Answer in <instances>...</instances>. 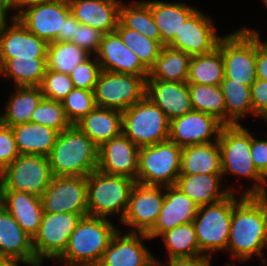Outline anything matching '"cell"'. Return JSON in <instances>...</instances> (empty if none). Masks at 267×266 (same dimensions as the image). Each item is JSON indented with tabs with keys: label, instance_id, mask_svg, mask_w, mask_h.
I'll list each match as a JSON object with an SVG mask.
<instances>
[{
	"label": "cell",
	"instance_id": "1",
	"mask_svg": "<svg viewBox=\"0 0 267 266\" xmlns=\"http://www.w3.org/2000/svg\"><path fill=\"white\" fill-rule=\"evenodd\" d=\"M267 249V195H244L233 207L227 250L233 259H264Z\"/></svg>",
	"mask_w": 267,
	"mask_h": 266
},
{
	"label": "cell",
	"instance_id": "2",
	"mask_svg": "<svg viewBox=\"0 0 267 266\" xmlns=\"http://www.w3.org/2000/svg\"><path fill=\"white\" fill-rule=\"evenodd\" d=\"M218 144L221 152L222 176L252 179L253 185L239 190L242 195H267V180L257 171L251 157V131L241 124L223 125Z\"/></svg>",
	"mask_w": 267,
	"mask_h": 266
},
{
	"label": "cell",
	"instance_id": "3",
	"mask_svg": "<svg viewBox=\"0 0 267 266\" xmlns=\"http://www.w3.org/2000/svg\"><path fill=\"white\" fill-rule=\"evenodd\" d=\"M99 147L76 125L60 132L50 154L53 176L87 177L97 170Z\"/></svg>",
	"mask_w": 267,
	"mask_h": 266
},
{
	"label": "cell",
	"instance_id": "4",
	"mask_svg": "<svg viewBox=\"0 0 267 266\" xmlns=\"http://www.w3.org/2000/svg\"><path fill=\"white\" fill-rule=\"evenodd\" d=\"M118 230L109 219L82 217L57 260L64 266H97Z\"/></svg>",
	"mask_w": 267,
	"mask_h": 266
},
{
	"label": "cell",
	"instance_id": "5",
	"mask_svg": "<svg viewBox=\"0 0 267 266\" xmlns=\"http://www.w3.org/2000/svg\"><path fill=\"white\" fill-rule=\"evenodd\" d=\"M136 181L126 176L108 175L98 170L87 176L88 216L124 218Z\"/></svg>",
	"mask_w": 267,
	"mask_h": 266
},
{
	"label": "cell",
	"instance_id": "6",
	"mask_svg": "<svg viewBox=\"0 0 267 266\" xmlns=\"http://www.w3.org/2000/svg\"><path fill=\"white\" fill-rule=\"evenodd\" d=\"M232 192L223 200L198 208L193 220L200 252L211 257L213 252L227 250L234 205L244 196L239 193L237 199Z\"/></svg>",
	"mask_w": 267,
	"mask_h": 266
},
{
	"label": "cell",
	"instance_id": "7",
	"mask_svg": "<svg viewBox=\"0 0 267 266\" xmlns=\"http://www.w3.org/2000/svg\"><path fill=\"white\" fill-rule=\"evenodd\" d=\"M182 148L170 139L139 148L136 182L143 185L175 186L181 170Z\"/></svg>",
	"mask_w": 267,
	"mask_h": 266
},
{
	"label": "cell",
	"instance_id": "8",
	"mask_svg": "<svg viewBox=\"0 0 267 266\" xmlns=\"http://www.w3.org/2000/svg\"><path fill=\"white\" fill-rule=\"evenodd\" d=\"M170 120L147 96L122 112V133L136 146L169 139Z\"/></svg>",
	"mask_w": 267,
	"mask_h": 266
},
{
	"label": "cell",
	"instance_id": "9",
	"mask_svg": "<svg viewBox=\"0 0 267 266\" xmlns=\"http://www.w3.org/2000/svg\"><path fill=\"white\" fill-rule=\"evenodd\" d=\"M225 77L251 86L256 74V31L239 27L221 38Z\"/></svg>",
	"mask_w": 267,
	"mask_h": 266
},
{
	"label": "cell",
	"instance_id": "10",
	"mask_svg": "<svg viewBox=\"0 0 267 266\" xmlns=\"http://www.w3.org/2000/svg\"><path fill=\"white\" fill-rule=\"evenodd\" d=\"M53 178L49 159L42 155H19L0 172L1 190L41 197Z\"/></svg>",
	"mask_w": 267,
	"mask_h": 266
},
{
	"label": "cell",
	"instance_id": "11",
	"mask_svg": "<svg viewBox=\"0 0 267 266\" xmlns=\"http://www.w3.org/2000/svg\"><path fill=\"white\" fill-rule=\"evenodd\" d=\"M93 92L96 106L123 112L146 96V79L102 70Z\"/></svg>",
	"mask_w": 267,
	"mask_h": 266
},
{
	"label": "cell",
	"instance_id": "12",
	"mask_svg": "<svg viewBox=\"0 0 267 266\" xmlns=\"http://www.w3.org/2000/svg\"><path fill=\"white\" fill-rule=\"evenodd\" d=\"M81 218L75 213H43L38 232L32 238L35 265H44L47 258L56 261L64 253Z\"/></svg>",
	"mask_w": 267,
	"mask_h": 266
},
{
	"label": "cell",
	"instance_id": "13",
	"mask_svg": "<svg viewBox=\"0 0 267 266\" xmlns=\"http://www.w3.org/2000/svg\"><path fill=\"white\" fill-rule=\"evenodd\" d=\"M70 13L68 0H48L25 6L17 13V19L29 32L47 43L63 42V26Z\"/></svg>",
	"mask_w": 267,
	"mask_h": 266
},
{
	"label": "cell",
	"instance_id": "14",
	"mask_svg": "<svg viewBox=\"0 0 267 266\" xmlns=\"http://www.w3.org/2000/svg\"><path fill=\"white\" fill-rule=\"evenodd\" d=\"M41 200L44 212L88 216L87 177L53 176Z\"/></svg>",
	"mask_w": 267,
	"mask_h": 266
},
{
	"label": "cell",
	"instance_id": "15",
	"mask_svg": "<svg viewBox=\"0 0 267 266\" xmlns=\"http://www.w3.org/2000/svg\"><path fill=\"white\" fill-rule=\"evenodd\" d=\"M165 197V186L135 183L129 205L121 224L131 227L128 232L147 233L160 214Z\"/></svg>",
	"mask_w": 267,
	"mask_h": 266
},
{
	"label": "cell",
	"instance_id": "16",
	"mask_svg": "<svg viewBox=\"0 0 267 266\" xmlns=\"http://www.w3.org/2000/svg\"><path fill=\"white\" fill-rule=\"evenodd\" d=\"M214 26L208 14L196 9L182 24L168 47L191 56L209 53L218 47L222 38Z\"/></svg>",
	"mask_w": 267,
	"mask_h": 266
},
{
	"label": "cell",
	"instance_id": "17",
	"mask_svg": "<svg viewBox=\"0 0 267 266\" xmlns=\"http://www.w3.org/2000/svg\"><path fill=\"white\" fill-rule=\"evenodd\" d=\"M222 126L214 116L193 110L170 121L169 139L181 148L216 142Z\"/></svg>",
	"mask_w": 267,
	"mask_h": 266
},
{
	"label": "cell",
	"instance_id": "18",
	"mask_svg": "<svg viewBox=\"0 0 267 266\" xmlns=\"http://www.w3.org/2000/svg\"><path fill=\"white\" fill-rule=\"evenodd\" d=\"M138 160L139 147L121 133L99 147L97 170L136 181Z\"/></svg>",
	"mask_w": 267,
	"mask_h": 266
},
{
	"label": "cell",
	"instance_id": "19",
	"mask_svg": "<svg viewBox=\"0 0 267 266\" xmlns=\"http://www.w3.org/2000/svg\"><path fill=\"white\" fill-rule=\"evenodd\" d=\"M142 240L151 239L146 233L126 232L124 234L119 229L97 266H146L154 255L150 253Z\"/></svg>",
	"mask_w": 267,
	"mask_h": 266
},
{
	"label": "cell",
	"instance_id": "20",
	"mask_svg": "<svg viewBox=\"0 0 267 266\" xmlns=\"http://www.w3.org/2000/svg\"><path fill=\"white\" fill-rule=\"evenodd\" d=\"M101 70L113 73H128L148 78L149 69L122 41L115 30L103 35L96 53Z\"/></svg>",
	"mask_w": 267,
	"mask_h": 266
},
{
	"label": "cell",
	"instance_id": "21",
	"mask_svg": "<svg viewBox=\"0 0 267 266\" xmlns=\"http://www.w3.org/2000/svg\"><path fill=\"white\" fill-rule=\"evenodd\" d=\"M48 43L29 32L16 19L12 24L0 28V66L8 59L46 58Z\"/></svg>",
	"mask_w": 267,
	"mask_h": 266
},
{
	"label": "cell",
	"instance_id": "22",
	"mask_svg": "<svg viewBox=\"0 0 267 266\" xmlns=\"http://www.w3.org/2000/svg\"><path fill=\"white\" fill-rule=\"evenodd\" d=\"M197 211L198 207L192 199L175 186H166L160 214L146 235L150 239L157 238L179 225L193 222Z\"/></svg>",
	"mask_w": 267,
	"mask_h": 266
},
{
	"label": "cell",
	"instance_id": "23",
	"mask_svg": "<svg viewBox=\"0 0 267 266\" xmlns=\"http://www.w3.org/2000/svg\"><path fill=\"white\" fill-rule=\"evenodd\" d=\"M0 260L35 265L32 238L21 228L13 216L0 204Z\"/></svg>",
	"mask_w": 267,
	"mask_h": 266
},
{
	"label": "cell",
	"instance_id": "24",
	"mask_svg": "<svg viewBox=\"0 0 267 266\" xmlns=\"http://www.w3.org/2000/svg\"><path fill=\"white\" fill-rule=\"evenodd\" d=\"M146 96L170 121L193 111L187 82L146 79Z\"/></svg>",
	"mask_w": 267,
	"mask_h": 266
},
{
	"label": "cell",
	"instance_id": "25",
	"mask_svg": "<svg viewBox=\"0 0 267 266\" xmlns=\"http://www.w3.org/2000/svg\"><path fill=\"white\" fill-rule=\"evenodd\" d=\"M72 15L82 25L104 34L116 30L121 0H68Z\"/></svg>",
	"mask_w": 267,
	"mask_h": 266
},
{
	"label": "cell",
	"instance_id": "26",
	"mask_svg": "<svg viewBox=\"0 0 267 266\" xmlns=\"http://www.w3.org/2000/svg\"><path fill=\"white\" fill-rule=\"evenodd\" d=\"M222 174L179 175L175 184L182 193L202 207L213 204L228 197L235 189H224ZM223 185V186H222Z\"/></svg>",
	"mask_w": 267,
	"mask_h": 266
},
{
	"label": "cell",
	"instance_id": "27",
	"mask_svg": "<svg viewBox=\"0 0 267 266\" xmlns=\"http://www.w3.org/2000/svg\"><path fill=\"white\" fill-rule=\"evenodd\" d=\"M0 193V204L13 216L21 228L33 238L38 232L44 213L41 197L12 190H1Z\"/></svg>",
	"mask_w": 267,
	"mask_h": 266
},
{
	"label": "cell",
	"instance_id": "28",
	"mask_svg": "<svg viewBox=\"0 0 267 266\" xmlns=\"http://www.w3.org/2000/svg\"><path fill=\"white\" fill-rule=\"evenodd\" d=\"M75 125L100 147L122 133V112L96 106Z\"/></svg>",
	"mask_w": 267,
	"mask_h": 266
},
{
	"label": "cell",
	"instance_id": "29",
	"mask_svg": "<svg viewBox=\"0 0 267 266\" xmlns=\"http://www.w3.org/2000/svg\"><path fill=\"white\" fill-rule=\"evenodd\" d=\"M150 7L161 36V45L168 46L185 20L197 9L185 2L144 0Z\"/></svg>",
	"mask_w": 267,
	"mask_h": 266
},
{
	"label": "cell",
	"instance_id": "30",
	"mask_svg": "<svg viewBox=\"0 0 267 266\" xmlns=\"http://www.w3.org/2000/svg\"><path fill=\"white\" fill-rule=\"evenodd\" d=\"M20 155H42L48 157L59 132L33 122L11 127Z\"/></svg>",
	"mask_w": 267,
	"mask_h": 266
},
{
	"label": "cell",
	"instance_id": "31",
	"mask_svg": "<svg viewBox=\"0 0 267 266\" xmlns=\"http://www.w3.org/2000/svg\"><path fill=\"white\" fill-rule=\"evenodd\" d=\"M222 174L218 141L182 148L180 175Z\"/></svg>",
	"mask_w": 267,
	"mask_h": 266
},
{
	"label": "cell",
	"instance_id": "32",
	"mask_svg": "<svg viewBox=\"0 0 267 266\" xmlns=\"http://www.w3.org/2000/svg\"><path fill=\"white\" fill-rule=\"evenodd\" d=\"M15 89L5 110L0 112V122L10 127L31 122L32 113L44 98L40 87L25 86Z\"/></svg>",
	"mask_w": 267,
	"mask_h": 266
},
{
	"label": "cell",
	"instance_id": "33",
	"mask_svg": "<svg viewBox=\"0 0 267 266\" xmlns=\"http://www.w3.org/2000/svg\"><path fill=\"white\" fill-rule=\"evenodd\" d=\"M191 55L163 46L159 57L149 69L147 79L166 82H187Z\"/></svg>",
	"mask_w": 267,
	"mask_h": 266
},
{
	"label": "cell",
	"instance_id": "34",
	"mask_svg": "<svg viewBox=\"0 0 267 266\" xmlns=\"http://www.w3.org/2000/svg\"><path fill=\"white\" fill-rule=\"evenodd\" d=\"M224 77L221 39L218 47L213 51L191 57L187 79L188 84L220 85Z\"/></svg>",
	"mask_w": 267,
	"mask_h": 266
},
{
	"label": "cell",
	"instance_id": "35",
	"mask_svg": "<svg viewBox=\"0 0 267 266\" xmlns=\"http://www.w3.org/2000/svg\"><path fill=\"white\" fill-rule=\"evenodd\" d=\"M46 69V58L14 57L1 66L0 77H11L14 80V87H39Z\"/></svg>",
	"mask_w": 267,
	"mask_h": 266
},
{
	"label": "cell",
	"instance_id": "36",
	"mask_svg": "<svg viewBox=\"0 0 267 266\" xmlns=\"http://www.w3.org/2000/svg\"><path fill=\"white\" fill-rule=\"evenodd\" d=\"M221 89L225 99L226 125H238L246 115H253L251 91L248 85L233 82L224 77L221 81Z\"/></svg>",
	"mask_w": 267,
	"mask_h": 266
},
{
	"label": "cell",
	"instance_id": "37",
	"mask_svg": "<svg viewBox=\"0 0 267 266\" xmlns=\"http://www.w3.org/2000/svg\"><path fill=\"white\" fill-rule=\"evenodd\" d=\"M119 21L126 28L138 31L161 44L159 29L149 5L144 0L131 1L128 5L123 4L122 1L119 8Z\"/></svg>",
	"mask_w": 267,
	"mask_h": 266
},
{
	"label": "cell",
	"instance_id": "38",
	"mask_svg": "<svg viewBox=\"0 0 267 266\" xmlns=\"http://www.w3.org/2000/svg\"><path fill=\"white\" fill-rule=\"evenodd\" d=\"M194 111L214 116L226 125L225 99L220 85L188 84Z\"/></svg>",
	"mask_w": 267,
	"mask_h": 266
},
{
	"label": "cell",
	"instance_id": "39",
	"mask_svg": "<svg viewBox=\"0 0 267 266\" xmlns=\"http://www.w3.org/2000/svg\"><path fill=\"white\" fill-rule=\"evenodd\" d=\"M91 55L72 42L52 41L47 45V69L70 74Z\"/></svg>",
	"mask_w": 267,
	"mask_h": 266
},
{
	"label": "cell",
	"instance_id": "40",
	"mask_svg": "<svg viewBox=\"0 0 267 266\" xmlns=\"http://www.w3.org/2000/svg\"><path fill=\"white\" fill-rule=\"evenodd\" d=\"M160 237L167 250L168 259L203 255L199 249L193 222L179 225L164 232Z\"/></svg>",
	"mask_w": 267,
	"mask_h": 266
},
{
	"label": "cell",
	"instance_id": "41",
	"mask_svg": "<svg viewBox=\"0 0 267 266\" xmlns=\"http://www.w3.org/2000/svg\"><path fill=\"white\" fill-rule=\"evenodd\" d=\"M116 31L123 43L150 69L159 57L163 46L158 41L147 38L138 31L126 28L120 21L117 24Z\"/></svg>",
	"mask_w": 267,
	"mask_h": 266
},
{
	"label": "cell",
	"instance_id": "42",
	"mask_svg": "<svg viewBox=\"0 0 267 266\" xmlns=\"http://www.w3.org/2000/svg\"><path fill=\"white\" fill-rule=\"evenodd\" d=\"M31 122L46 126L59 133L72 124L66 118L62 102L43 98L32 113Z\"/></svg>",
	"mask_w": 267,
	"mask_h": 266
},
{
	"label": "cell",
	"instance_id": "43",
	"mask_svg": "<svg viewBox=\"0 0 267 266\" xmlns=\"http://www.w3.org/2000/svg\"><path fill=\"white\" fill-rule=\"evenodd\" d=\"M68 121L75 125L95 107V97L92 90L74 88L62 101Z\"/></svg>",
	"mask_w": 267,
	"mask_h": 266
},
{
	"label": "cell",
	"instance_id": "44",
	"mask_svg": "<svg viewBox=\"0 0 267 266\" xmlns=\"http://www.w3.org/2000/svg\"><path fill=\"white\" fill-rule=\"evenodd\" d=\"M39 87L44 98L58 102H62L74 89L73 82L68 74L49 69H46Z\"/></svg>",
	"mask_w": 267,
	"mask_h": 266
},
{
	"label": "cell",
	"instance_id": "45",
	"mask_svg": "<svg viewBox=\"0 0 267 266\" xmlns=\"http://www.w3.org/2000/svg\"><path fill=\"white\" fill-rule=\"evenodd\" d=\"M101 71L100 63L96 56H90L84 62L80 63L69 76L74 88L93 91Z\"/></svg>",
	"mask_w": 267,
	"mask_h": 266
},
{
	"label": "cell",
	"instance_id": "46",
	"mask_svg": "<svg viewBox=\"0 0 267 266\" xmlns=\"http://www.w3.org/2000/svg\"><path fill=\"white\" fill-rule=\"evenodd\" d=\"M104 33L88 25L76 23L75 37L72 43L84 49L90 55L95 56L102 42Z\"/></svg>",
	"mask_w": 267,
	"mask_h": 266
},
{
	"label": "cell",
	"instance_id": "47",
	"mask_svg": "<svg viewBox=\"0 0 267 266\" xmlns=\"http://www.w3.org/2000/svg\"><path fill=\"white\" fill-rule=\"evenodd\" d=\"M19 155L11 127L0 122V172Z\"/></svg>",
	"mask_w": 267,
	"mask_h": 266
},
{
	"label": "cell",
	"instance_id": "48",
	"mask_svg": "<svg viewBox=\"0 0 267 266\" xmlns=\"http://www.w3.org/2000/svg\"><path fill=\"white\" fill-rule=\"evenodd\" d=\"M253 116L267 121V81L257 79L250 87Z\"/></svg>",
	"mask_w": 267,
	"mask_h": 266
},
{
	"label": "cell",
	"instance_id": "49",
	"mask_svg": "<svg viewBox=\"0 0 267 266\" xmlns=\"http://www.w3.org/2000/svg\"><path fill=\"white\" fill-rule=\"evenodd\" d=\"M251 157L257 171L267 180V140L257 139L252 133Z\"/></svg>",
	"mask_w": 267,
	"mask_h": 266
},
{
	"label": "cell",
	"instance_id": "50",
	"mask_svg": "<svg viewBox=\"0 0 267 266\" xmlns=\"http://www.w3.org/2000/svg\"><path fill=\"white\" fill-rule=\"evenodd\" d=\"M256 74L257 79L267 81V41L261 40L256 30Z\"/></svg>",
	"mask_w": 267,
	"mask_h": 266
},
{
	"label": "cell",
	"instance_id": "51",
	"mask_svg": "<svg viewBox=\"0 0 267 266\" xmlns=\"http://www.w3.org/2000/svg\"><path fill=\"white\" fill-rule=\"evenodd\" d=\"M212 257L196 255L190 257H173L164 262L166 266H211Z\"/></svg>",
	"mask_w": 267,
	"mask_h": 266
},
{
	"label": "cell",
	"instance_id": "52",
	"mask_svg": "<svg viewBox=\"0 0 267 266\" xmlns=\"http://www.w3.org/2000/svg\"><path fill=\"white\" fill-rule=\"evenodd\" d=\"M11 9L13 10L10 0H0V28L7 26V23L12 24L17 19L16 12L13 15L10 13L11 15L8 17V11Z\"/></svg>",
	"mask_w": 267,
	"mask_h": 266
},
{
	"label": "cell",
	"instance_id": "53",
	"mask_svg": "<svg viewBox=\"0 0 267 266\" xmlns=\"http://www.w3.org/2000/svg\"><path fill=\"white\" fill-rule=\"evenodd\" d=\"M77 19L70 13L66 18L63 26V42H71L75 37Z\"/></svg>",
	"mask_w": 267,
	"mask_h": 266
},
{
	"label": "cell",
	"instance_id": "54",
	"mask_svg": "<svg viewBox=\"0 0 267 266\" xmlns=\"http://www.w3.org/2000/svg\"><path fill=\"white\" fill-rule=\"evenodd\" d=\"M48 0H10L11 6L16 11V14L21 11L25 6L30 4L39 3ZM18 10V11H17Z\"/></svg>",
	"mask_w": 267,
	"mask_h": 266
},
{
	"label": "cell",
	"instance_id": "55",
	"mask_svg": "<svg viewBox=\"0 0 267 266\" xmlns=\"http://www.w3.org/2000/svg\"><path fill=\"white\" fill-rule=\"evenodd\" d=\"M21 263L23 262L14 260H0V266H19Z\"/></svg>",
	"mask_w": 267,
	"mask_h": 266
},
{
	"label": "cell",
	"instance_id": "56",
	"mask_svg": "<svg viewBox=\"0 0 267 266\" xmlns=\"http://www.w3.org/2000/svg\"><path fill=\"white\" fill-rule=\"evenodd\" d=\"M146 266H166L163 262H160L156 257H154Z\"/></svg>",
	"mask_w": 267,
	"mask_h": 266
},
{
	"label": "cell",
	"instance_id": "57",
	"mask_svg": "<svg viewBox=\"0 0 267 266\" xmlns=\"http://www.w3.org/2000/svg\"><path fill=\"white\" fill-rule=\"evenodd\" d=\"M264 2V5L267 7V0H262Z\"/></svg>",
	"mask_w": 267,
	"mask_h": 266
},
{
	"label": "cell",
	"instance_id": "58",
	"mask_svg": "<svg viewBox=\"0 0 267 266\" xmlns=\"http://www.w3.org/2000/svg\"><path fill=\"white\" fill-rule=\"evenodd\" d=\"M225 266H234L233 264L227 263Z\"/></svg>",
	"mask_w": 267,
	"mask_h": 266
},
{
	"label": "cell",
	"instance_id": "59",
	"mask_svg": "<svg viewBox=\"0 0 267 266\" xmlns=\"http://www.w3.org/2000/svg\"><path fill=\"white\" fill-rule=\"evenodd\" d=\"M0 192H1V180H0ZM0 200H1V193H0Z\"/></svg>",
	"mask_w": 267,
	"mask_h": 266
},
{
	"label": "cell",
	"instance_id": "60",
	"mask_svg": "<svg viewBox=\"0 0 267 266\" xmlns=\"http://www.w3.org/2000/svg\"><path fill=\"white\" fill-rule=\"evenodd\" d=\"M263 266H267V262H266V260L263 262V264H262Z\"/></svg>",
	"mask_w": 267,
	"mask_h": 266
}]
</instances>
